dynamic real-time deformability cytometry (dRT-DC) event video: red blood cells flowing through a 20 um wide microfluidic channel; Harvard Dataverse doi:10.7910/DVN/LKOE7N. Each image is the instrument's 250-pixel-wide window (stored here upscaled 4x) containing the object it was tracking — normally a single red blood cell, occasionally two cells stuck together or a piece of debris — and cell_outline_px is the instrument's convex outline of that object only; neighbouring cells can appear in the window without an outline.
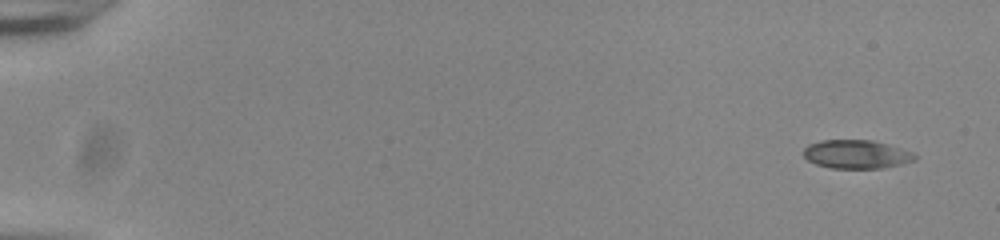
{"species": "common noctule bat (a hibernating species)", "species_latin": "Nyctalus noctula", "temperature_condition": "room temperature", "stored_images_in_passage": 52, "camera_frame_rate_fps": 3000, "um_per_image_px": 0.085, "animal": {"sex": "male", "body_mass_g": 20.0, "forearm_length_mm": 53.3}, "frame": {"image": 1, "passage_image": 1, "time_ms": 0.0, "image_size_px": [1000, 240], "cell_outline_px": [[916, 160], [884, 168], [832, 168], [816, 164], [808, 160], [804, 156], [804, 148], [808, 144], [820, 140], [872, 140], [888, 144], [912, 152], [916, 156]], "centroid_in_image_um": [72.79, 13.11], "position_along_channel_um": 12.2, "area_um2": 18.5}}
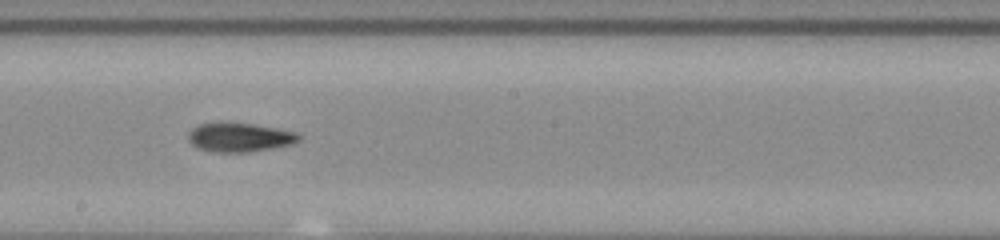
{"frame": {"image": 2, "passage_image": 30, "time_ms": 9.667, "image_size_px": [1000, 240], "cell_outline_px": [[300, 140], [292, 144], [272, 148], [248, 152], [212, 152], [196, 148], [188, 140], [188, 132], [192, 128], [200, 124], [220, 120], [228, 120], [276, 128], [296, 132], [300, 136]], "centroid_in_image_um": [20.3, 11.64], "position_along_channel_um": 227.9, "area_um2": 19.25}}
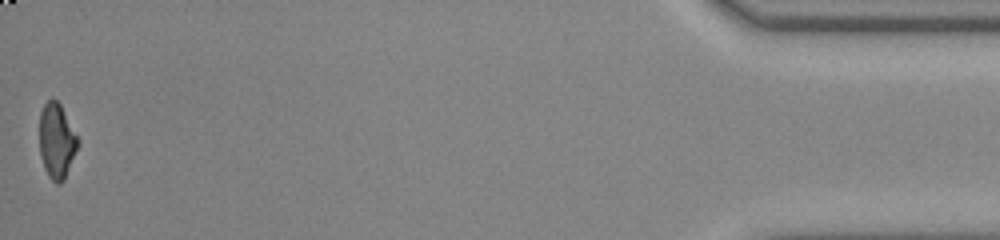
{"frame": {"image": 3, "passage_image": 52, "time_ms": 17.0, "image_size_px": [1000, 240], "cell_outline_px": [[80, 144], [64, 180], [60, 184], [56, 184], [48, 176], [44, 168], [40, 156], [40, 112], [44, 104], [52, 96], [60, 104]], "centroid_in_image_um": [4.81, 12.0], "position_along_channel_um": 430.4, "area_um2": 16.76}, "authors_computed_cell_mechanics": {"area_um2": 18.5827, "velocity_mm_per_s": 3.8879, "shape_relaxation_time_tau1_ms": 5.0613, "shape_relaxation_time_tau2_ms": 3.8361, "deformation_change_tau1": 0.1834, "deformation_change_tau2": 0.0988}}